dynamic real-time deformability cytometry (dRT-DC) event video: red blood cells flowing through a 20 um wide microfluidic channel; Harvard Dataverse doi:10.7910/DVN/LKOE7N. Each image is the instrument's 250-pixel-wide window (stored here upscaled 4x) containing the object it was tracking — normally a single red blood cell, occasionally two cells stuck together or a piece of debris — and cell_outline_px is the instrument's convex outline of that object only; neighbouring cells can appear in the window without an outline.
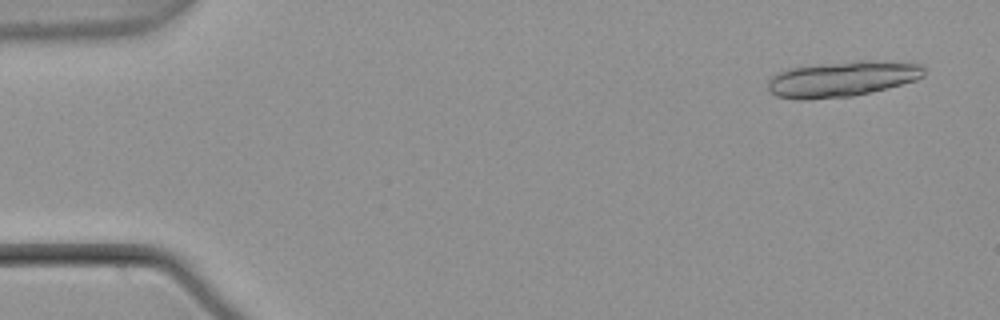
{"species": "common noctule bat (a hibernating species)", "species_latin": "Nyctalus noctula", "temperature_condition": "warm", "stored_images_in_passage": 19, "camera_frame_rate_fps": 3000, "um_per_image_px": 0.085, "animal": {"sex": "male", "body_mass_g": 21.5, "forearm_length_mm": 52.0}, "frame": {"image": 1, "passage_image": 3, "time_ms": 0.667, "image_size_px": [1000, 320], "cell_outline_px": [[924, 76], [916, 80], [852, 96], [808, 100], [800, 100], [776, 96], [768, 88], [768, 80], [776, 72], [788, 68], [820, 64], [856, 60], [872, 60], [924, 64]], "centroid_in_image_um": [71.55, 6.7], "position_along_channel_um": 13.4, "area_um2": 32.37}}